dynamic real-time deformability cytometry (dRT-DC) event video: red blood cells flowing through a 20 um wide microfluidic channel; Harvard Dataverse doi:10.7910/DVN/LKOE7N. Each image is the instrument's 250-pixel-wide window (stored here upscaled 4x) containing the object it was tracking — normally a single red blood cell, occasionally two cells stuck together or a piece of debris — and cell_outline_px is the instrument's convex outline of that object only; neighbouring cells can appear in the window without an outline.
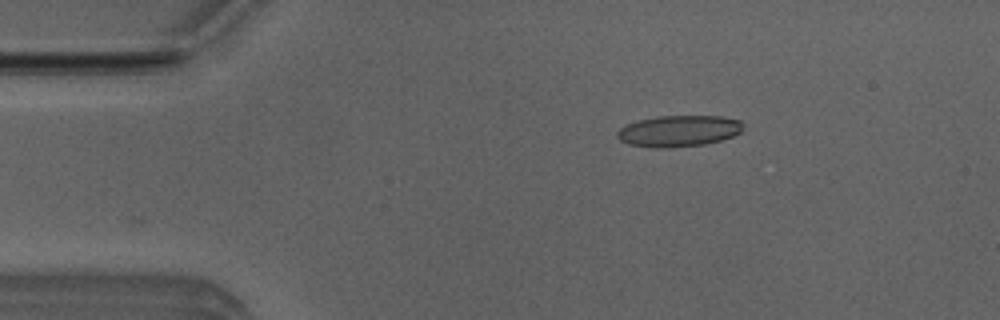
{"species": "Egyptian fruit bat (a non-hibernating species)", "species_latin": "Rousettus aegyptiacus", "temperature_condition": "room temperature", "stored_images_in_passage": 3, "camera_frame_rate_fps": 3000, "um_per_image_px": 0.085, "animal": {"sex": "male"}, "frame": {"image": 1, "passage_image": 3, "time_ms": 0.667, "image_size_px": [1000, 320], "cell_outline_px": [[740, 132], [732, 136], [720, 140], [704, 144], [664, 148], [656, 148], [628, 144], [620, 140], [616, 136], [616, 132], [620, 128], [636, 120], [656, 116], [720, 116], [740, 120]], "centroid_in_image_um": [57.62, 11.13], "position_along_channel_um": 27.4, "area_um2": 22.77}}